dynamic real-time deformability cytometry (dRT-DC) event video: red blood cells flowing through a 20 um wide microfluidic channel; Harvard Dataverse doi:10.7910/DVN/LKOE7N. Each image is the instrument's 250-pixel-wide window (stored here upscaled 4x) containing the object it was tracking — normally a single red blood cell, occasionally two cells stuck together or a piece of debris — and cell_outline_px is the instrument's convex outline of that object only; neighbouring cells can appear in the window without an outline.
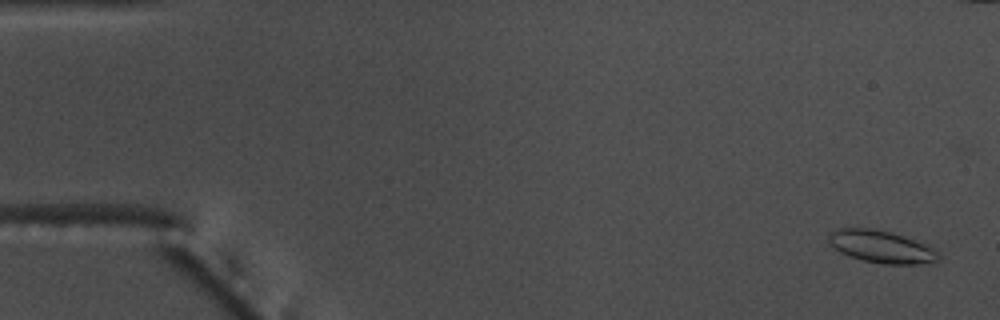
{"species": "common noctule bat (a hibernating species)", "species_latin": "Nyctalus noctula", "temperature_condition": "warm", "stored_images_in_passage": 57, "camera_frame_rate_fps": 3000, "um_per_image_px": 0.085, "animal": {"sex": "male", "body_mass_g": 17.5, "forearm_length_mm": 52.3}, "frame": {"image": 1, "passage_image": 3, "time_ms": 0.667, "image_size_px": [1000, 320], "cell_outline_px": [[940, 260], [936, 264], [884, 264], [864, 260], [848, 256], [840, 252], [828, 244], [828, 236], [836, 228], [872, 228], [892, 232], [904, 236], [924, 244], [932, 248], [940, 256]], "centroid_in_image_um": [74.92, 20.98], "position_along_channel_um": 10.1, "area_um2": 20.92}}
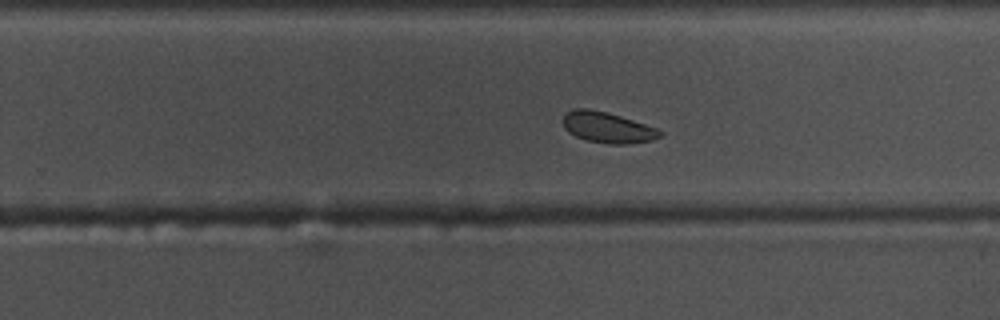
{"frame": {"image": 2, "passage_image": 37, "time_ms": 12.0, "image_size_px": [1000, 320], "cell_outline_px": [[664, 132], [660, 136], [652, 140], [628, 144], [608, 144], [584, 140], [568, 132], [564, 128], [564, 112], [572, 108], [588, 108], [608, 112], [656, 128]], "centroid_in_image_um": [51.6, 10.83], "position_along_channel_um": 278.2, "area_um2": 17.51}}
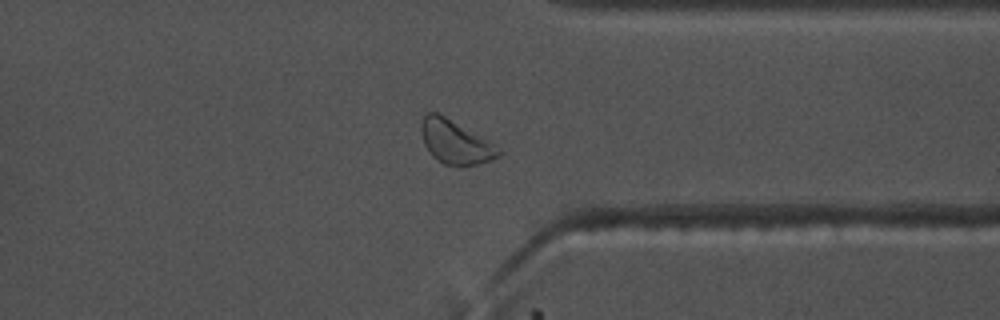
{"frame": {"image": 3, "passage_image": 45, "time_ms": 14.667, "image_size_px": [1000, 320], "cell_outline_px": [[504, 152], [500, 156], [492, 160], [480, 164], [464, 168], [460, 168], [444, 164], [436, 160], [432, 156], [424, 144], [420, 128], [420, 120], [428, 112], [436, 112], [444, 116], [500, 148]], "centroid_in_image_um": [38.7, 12.13], "position_along_channel_um": 372.7, "area_um2": 19.88}}